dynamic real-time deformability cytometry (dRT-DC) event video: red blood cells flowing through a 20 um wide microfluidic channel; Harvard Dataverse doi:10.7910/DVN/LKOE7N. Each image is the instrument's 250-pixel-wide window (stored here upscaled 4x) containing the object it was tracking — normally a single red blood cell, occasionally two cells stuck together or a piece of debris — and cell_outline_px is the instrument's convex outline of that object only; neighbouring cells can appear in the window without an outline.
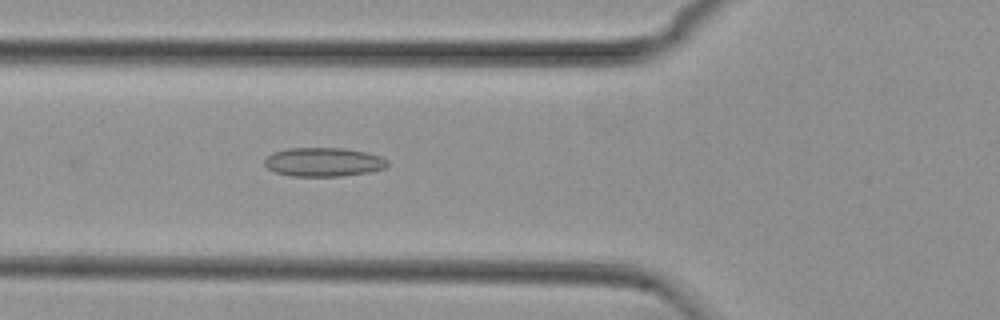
{"species": "common noctule bat (a hibernating species)", "species_latin": "Nyctalus noctula", "temperature_condition": "cold", "stored_images_in_passage": 43, "camera_frame_rate_fps": 3000, "um_per_image_px": 0.085, "animal": {"sex": "female", "body_mass_g": 29.2, "forearm_length_mm": 56.3}, "frame": {"image": 1, "passage_image": 7, "time_ms": 2.0, "image_size_px": [1000, 320], "cell_outline_px": [[388, 164], [384, 168], [372, 172], [340, 176], [292, 176], [276, 172], [268, 168], [264, 164], [264, 160], [272, 152], [288, 148], [344, 148], [364, 152], [380, 156], [388, 160]], "centroid_in_image_um": [27.5, 13.77], "position_along_channel_um": 98.3, "area_um2": 20.69}}
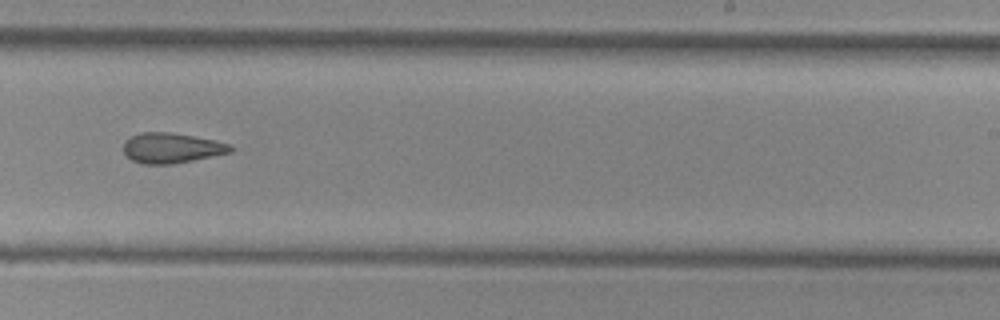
{"frame": {"image": 2, "passage_image": 21, "time_ms": 6.667, "image_size_px": [1000, 320], "cell_outline_px": [[232, 152], [172, 164], [144, 164], [132, 160], [124, 152], [124, 140], [140, 132], [172, 132], [216, 140], [232, 144]], "centroid_in_image_um": [14.59, 12.56], "position_along_channel_um": 274.4, "area_um2": 18.84}}
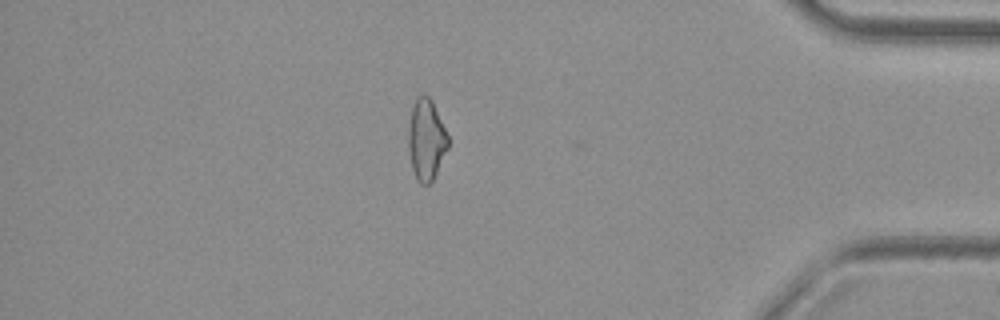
{"frame": {"image": 3, "passage_image": 34, "time_ms": 11.0, "image_size_px": [1000, 320], "cell_outline_px": [[448, 148], [432, 180], [428, 184], [420, 184], [416, 180], [412, 168], [408, 148], [408, 124], [412, 108], [416, 96], [424, 92], [432, 100], [448, 136]], "centroid_in_image_um": [36.21, 11.84], "position_along_channel_um": 399.0, "area_um2": 18.79}, "authors_computed_cell_mechanics": {"area_um2": 19.074, "velocity_mm_per_s": 3.7617, "shape_relaxation_time_tau1_ms": null, "shape_relaxation_time_tau2_ms": 6.1171, "deformation_change_tau1": null, "deformation_change_tau2": 0.1523}}